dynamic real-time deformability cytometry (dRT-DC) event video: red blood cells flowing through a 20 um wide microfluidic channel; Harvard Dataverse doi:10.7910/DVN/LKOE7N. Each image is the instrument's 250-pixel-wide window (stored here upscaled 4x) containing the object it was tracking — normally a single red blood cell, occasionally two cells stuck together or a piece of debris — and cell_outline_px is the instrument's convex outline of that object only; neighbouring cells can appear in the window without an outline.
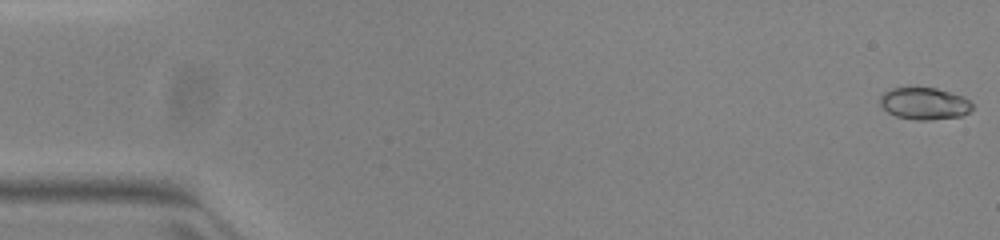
{"species": "common noctule bat (a hibernating species)", "species_latin": "Nyctalus noctula", "temperature_condition": "warm", "stored_images_in_passage": 52, "camera_frame_rate_fps": 3000, "um_per_image_px": 0.085, "animal": {"sex": "female", "body_mass_g": 23.0, "forearm_length_mm": 53.4}, "frame": {"image": 1, "passage_image": 1, "time_ms": 0.0, "image_size_px": [1000, 240], "cell_outline_px": [[972, 108], [968, 112], [960, 116], [928, 120], [916, 120], [896, 116], [888, 112], [880, 104], [880, 96], [884, 92], [892, 88], [936, 88], [964, 96], [972, 104]], "centroid_in_image_um": [78.56, 8.8], "position_along_channel_um": 6.4, "area_um2": 17.05}}
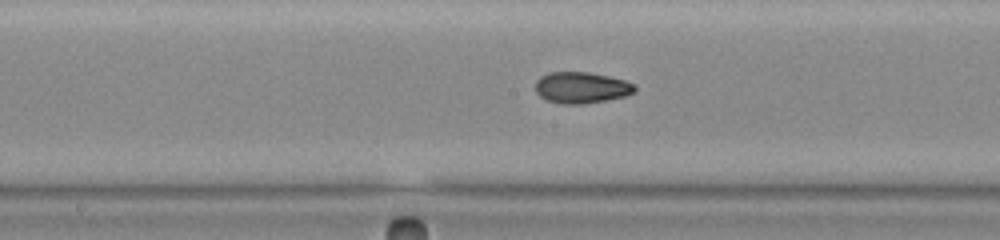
{"frame": {"image": 2, "passage_image": 27, "time_ms": 8.667, "image_size_px": [1000, 240], "cell_outline_px": [[636, 88], [632, 92], [624, 96], [584, 104], [564, 104], [548, 100], [540, 96], [536, 92], [536, 80], [540, 76], [548, 72], [588, 72], [608, 76], [624, 80], [636, 84]], "centroid_in_image_um": [49.4, 7.43], "position_along_channel_um": 198.8, "area_um2": 17.98}}
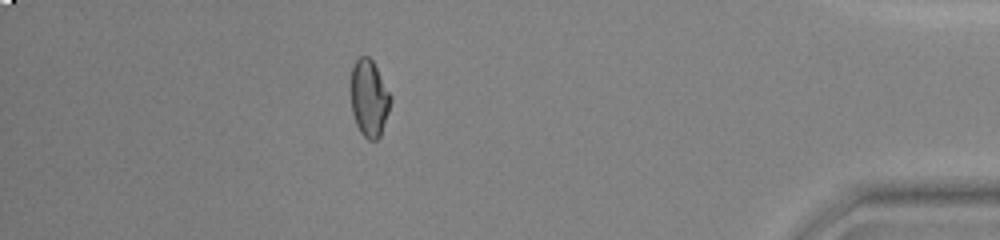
{"frame": {"image": 3, "passage_image": 46, "time_ms": 15.0, "image_size_px": [1000, 240], "cell_outline_px": [[392, 100], [380, 136], [376, 140], [368, 140], [360, 132], [356, 124], [352, 112], [348, 88], [352, 68], [356, 60], [360, 56], [368, 56], [372, 60], [392, 96]], "centroid_in_image_um": [31.34, 8.33], "position_along_channel_um": 403.9, "area_um2": 18.21}, "authors_computed_cell_mechanics": {"area_um2": 17.6868, "velocity_mm_per_s": 3.9844, "shape_relaxation_time_tau1_ms": null, "shape_relaxation_time_tau2_ms": 2.2288, "deformation_change_tau1": null, "deformation_change_tau2": 0.0553}}